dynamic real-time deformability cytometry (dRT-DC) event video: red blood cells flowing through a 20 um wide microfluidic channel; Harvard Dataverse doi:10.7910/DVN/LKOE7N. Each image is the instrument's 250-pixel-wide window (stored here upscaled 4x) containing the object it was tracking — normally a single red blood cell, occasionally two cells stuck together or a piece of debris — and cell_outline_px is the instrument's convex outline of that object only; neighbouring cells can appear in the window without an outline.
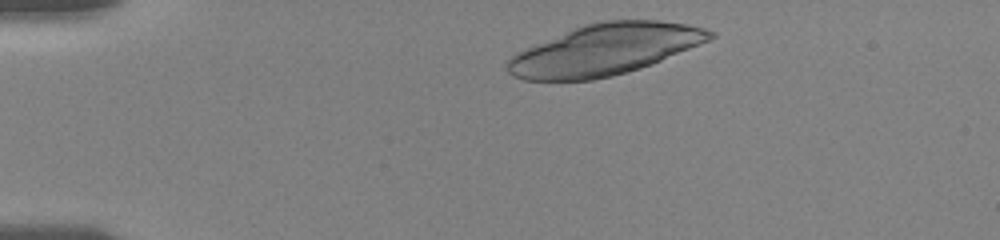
{"species": "human", "species_latin": "Homo sapiens", "temperature_condition": "room temperature", "stored_images_in_passage": 18, "camera_frame_rate_fps": 3000, "um_per_image_px": 0.085, "donor": {"sex": "female"}, "frame": {"image": 1, "passage_image": 3, "time_ms": 0.667, "image_size_px": [1000, 240], "cell_outline_px": [[716, 36], [700, 44], [652, 64], [640, 68], [612, 76], [592, 80], [524, 80], [512, 76], [508, 72], [508, 60], [516, 52], [572, 28], [584, 24], [604, 20], [660, 20], [684, 24], [704, 28], [716, 32]], "centroid_in_image_um": [51.41, 4.21], "position_along_channel_um": 33.6, "area_um2": 60.0}}